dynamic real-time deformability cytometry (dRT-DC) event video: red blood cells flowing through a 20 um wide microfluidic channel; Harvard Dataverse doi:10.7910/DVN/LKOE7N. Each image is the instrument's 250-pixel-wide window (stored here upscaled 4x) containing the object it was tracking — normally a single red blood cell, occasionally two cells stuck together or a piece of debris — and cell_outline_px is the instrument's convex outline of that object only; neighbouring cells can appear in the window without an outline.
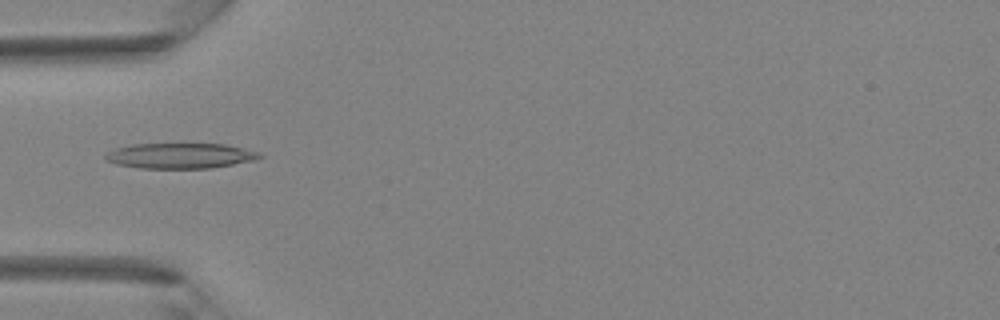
{"species": "Egyptian fruit bat (a non-hibernating species)", "species_latin": "Rousettus aegyptiacus", "temperature_condition": "room temperature", "stored_images_in_passage": 3, "camera_frame_rate_fps": 3000, "um_per_image_px": 0.085, "animal": {"sex": "female"}, "frame": {"image": 1, "passage_image": 3, "time_ms": 2.0, "image_size_px": [1000, 320], "cell_outline_px": [[264, 156], [256, 160], [212, 168], [140, 168], [116, 164], [104, 160], [104, 156], [108, 152], [116, 148], [132, 144], [224, 144], [244, 148], [260, 152]], "centroid_in_image_um": [15.34, 13.24], "position_along_channel_um": 69.7, "area_um2": 22.89}}